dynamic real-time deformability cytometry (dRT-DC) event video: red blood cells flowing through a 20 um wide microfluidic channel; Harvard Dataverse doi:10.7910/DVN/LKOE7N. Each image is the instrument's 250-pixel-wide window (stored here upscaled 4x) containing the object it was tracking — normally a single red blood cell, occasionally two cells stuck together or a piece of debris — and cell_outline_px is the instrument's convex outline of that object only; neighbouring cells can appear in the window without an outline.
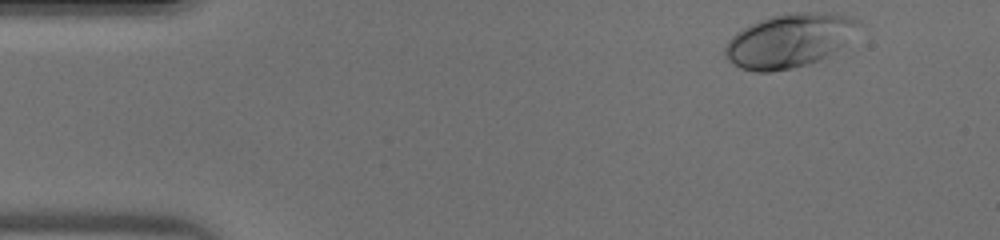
{"species": "human", "species_latin": "Homo sapiens", "temperature_condition": "warm", "stored_images_in_passage": 34, "camera_frame_rate_fps": 3000, "um_per_image_px": 0.085, "donor": {"sex": "male"}, "frame": {"image": 1, "passage_image": 1, "time_ms": 0.0, "image_size_px": [1000, 240], "cell_outline_px": [[860, 24], [844, 44], [820, 60], [808, 64], [792, 68], [772, 72], [756, 72], [740, 68], [732, 64], [724, 56], [724, 48], [728, 40], [736, 32], [752, 24], [772, 16], [788, 12], [832, 12], [848, 16], [860, 20]], "centroid_in_image_um": [67.06, 3.45], "position_along_channel_um": 17.9, "area_um2": 41.67}}
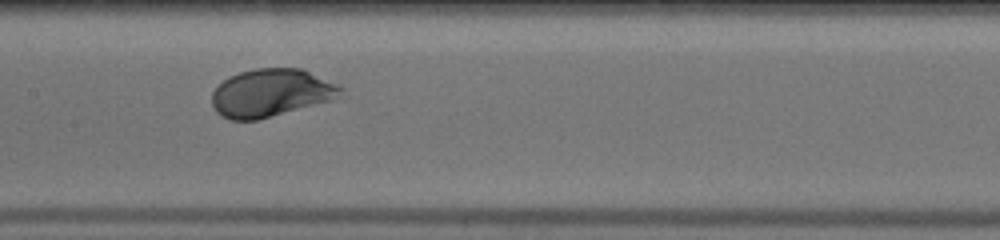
{"frame": {"image": 2, "passage_image": 19, "time_ms": 6.0, "image_size_px": [1000, 240], "cell_outline_px": [[348, 96], [256, 120], [228, 120], [220, 116], [216, 112], [212, 104], [212, 92], [228, 76], [240, 72], [256, 68], [304, 68], [344, 88]], "centroid_in_image_um": [23.09, 7.89], "position_along_channel_um": 184.3, "area_um2": 36.3}}
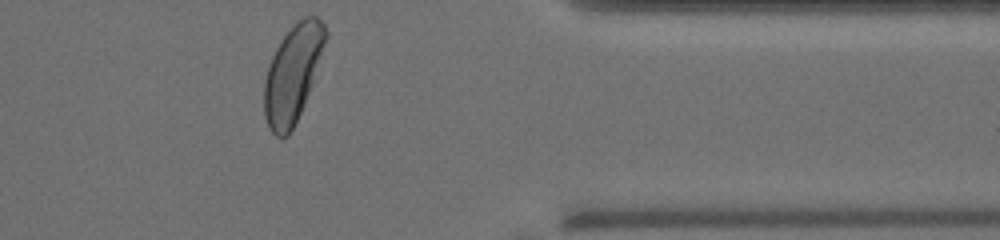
{"frame": {"image": 3, "passage_image": 34, "time_ms": 11.0, "image_size_px": [1000, 240], "cell_outline_px": [[328, 36], [312, 84], [304, 104], [288, 136], [276, 136], [268, 128], [264, 116], [264, 80], [272, 56], [280, 40], [296, 20], [304, 16], [316, 16], [324, 24], [328, 32]], "centroid_in_image_um": [24.88, 6.22], "position_along_channel_um": 386.5, "area_um2": 34.62}}